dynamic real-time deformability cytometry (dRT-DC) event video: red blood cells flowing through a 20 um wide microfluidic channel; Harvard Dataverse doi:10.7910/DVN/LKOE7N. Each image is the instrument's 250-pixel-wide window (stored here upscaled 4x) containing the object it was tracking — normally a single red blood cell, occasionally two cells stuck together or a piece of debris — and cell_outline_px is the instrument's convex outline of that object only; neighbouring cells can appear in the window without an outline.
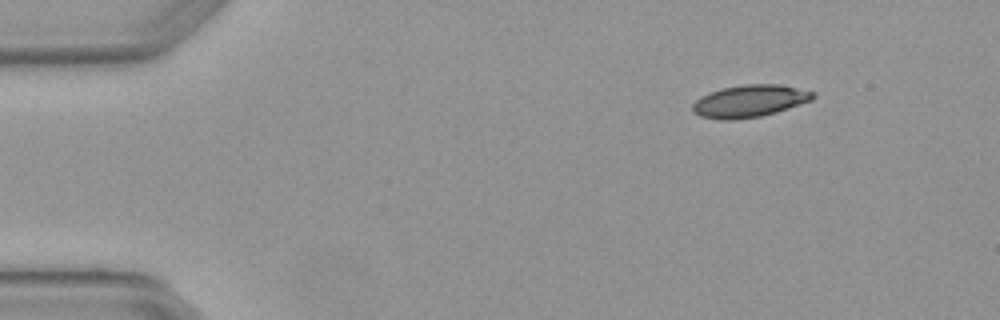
{"species": "Egyptian fruit bat (a non-hibernating species)", "species_latin": "Rousettus aegyptiacus", "temperature_condition": "warm", "stored_images_in_passage": 2, "camera_frame_rate_fps": 3000, "um_per_image_px": 0.085, "animal": {"sex": "female"}, "frame": {"image": 1, "passage_image": 1, "time_ms": 0.0, "image_size_px": [1000, 320], "cell_outline_px": [[816, 96], [812, 100], [776, 112], [760, 116], [732, 120], [720, 120], [700, 116], [692, 112], [692, 104], [700, 96], [708, 92], [720, 88], [744, 84], [780, 84], [816, 92]], "centroid_in_image_um": [63.69, 8.58], "position_along_channel_um": 21.3, "area_um2": 22.83}}